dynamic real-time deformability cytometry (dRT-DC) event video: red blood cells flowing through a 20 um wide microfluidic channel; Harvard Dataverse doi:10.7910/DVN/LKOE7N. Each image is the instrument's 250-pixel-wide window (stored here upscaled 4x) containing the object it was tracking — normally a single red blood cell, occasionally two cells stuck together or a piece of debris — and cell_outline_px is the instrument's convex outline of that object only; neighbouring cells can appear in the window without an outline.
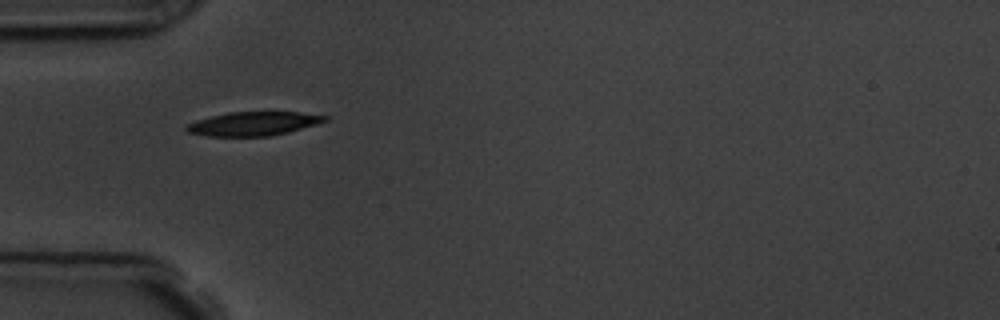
{"species": "common noctule bat (a hibernating species)", "species_latin": "Nyctalus noctula", "temperature_condition": "room temperature", "stored_images_in_passage": 2, "camera_frame_rate_fps": 3000, "um_per_image_px": 0.085, "animal": {"sex": "male", "body_mass_g": 19.5, "forearm_length_mm": 54.6}, "frame": {"image": 1, "passage_image": 1, "time_ms": 0.0, "image_size_px": [1000, 320], "cell_outline_px": [[328, 120], [316, 124], [288, 132], [268, 136], [208, 136], [188, 132], [184, 128], [188, 124], [196, 120], [228, 112], [300, 112], [328, 116]], "centroid_in_image_um": [21.54, 10.51], "position_along_channel_um": 63.5, "area_um2": 19.07}}